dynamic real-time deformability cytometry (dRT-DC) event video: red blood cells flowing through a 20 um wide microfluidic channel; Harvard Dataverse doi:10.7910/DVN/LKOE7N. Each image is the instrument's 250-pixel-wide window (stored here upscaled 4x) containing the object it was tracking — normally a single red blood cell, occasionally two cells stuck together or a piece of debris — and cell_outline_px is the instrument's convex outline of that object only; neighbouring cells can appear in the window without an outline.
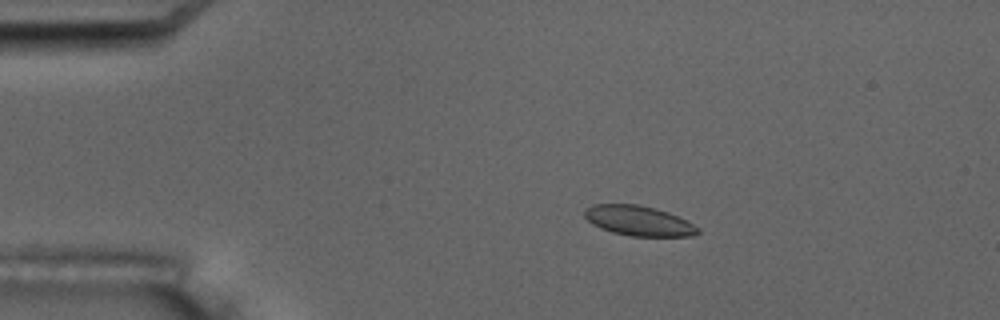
{"species": "common noctule bat (a hibernating species)", "species_latin": "Nyctalus noctula", "temperature_condition": "room temperature", "stored_images_in_passage": 2, "camera_frame_rate_fps": 3000, "um_per_image_px": 0.085, "animal": {"sex": "male", "body_mass_g": 17.5, "forearm_length_mm": 52.3}, "frame": {"image": 1, "passage_image": 1, "time_ms": 0.0, "image_size_px": [1000, 320], "cell_outline_px": [[700, 232], [692, 236], [632, 236], [612, 232], [600, 228], [592, 224], [584, 216], [584, 212], [592, 204], [640, 204], [668, 212], [700, 228]], "centroid_in_image_um": [54.27, 18.76], "position_along_channel_um": 30.7, "area_um2": 19.65}}